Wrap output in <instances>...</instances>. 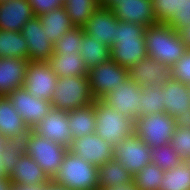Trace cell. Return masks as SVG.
<instances>
[{"label": "cell", "instance_id": "48", "mask_svg": "<svg viewBox=\"0 0 190 190\" xmlns=\"http://www.w3.org/2000/svg\"><path fill=\"white\" fill-rule=\"evenodd\" d=\"M46 190H69L65 187H61L53 183L52 181L47 185Z\"/></svg>", "mask_w": 190, "mask_h": 190}, {"label": "cell", "instance_id": "14", "mask_svg": "<svg viewBox=\"0 0 190 190\" xmlns=\"http://www.w3.org/2000/svg\"><path fill=\"white\" fill-rule=\"evenodd\" d=\"M39 136L70 148L73 134L69 128L67 112L53 109L33 129Z\"/></svg>", "mask_w": 190, "mask_h": 190}, {"label": "cell", "instance_id": "44", "mask_svg": "<svg viewBox=\"0 0 190 190\" xmlns=\"http://www.w3.org/2000/svg\"><path fill=\"white\" fill-rule=\"evenodd\" d=\"M176 125L190 127V111L175 118Z\"/></svg>", "mask_w": 190, "mask_h": 190}, {"label": "cell", "instance_id": "37", "mask_svg": "<svg viewBox=\"0 0 190 190\" xmlns=\"http://www.w3.org/2000/svg\"><path fill=\"white\" fill-rule=\"evenodd\" d=\"M170 144L182 160L190 161V127L177 125Z\"/></svg>", "mask_w": 190, "mask_h": 190}, {"label": "cell", "instance_id": "50", "mask_svg": "<svg viewBox=\"0 0 190 190\" xmlns=\"http://www.w3.org/2000/svg\"><path fill=\"white\" fill-rule=\"evenodd\" d=\"M6 176L2 170V164L0 163V178Z\"/></svg>", "mask_w": 190, "mask_h": 190}, {"label": "cell", "instance_id": "45", "mask_svg": "<svg viewBox=\"0 0 190 190\" xmlns=\"http://www.w3.org/2000/svg\"><path fill=\"white\" fill-rule=\"evenodd\" d=\"M103 190H138V188L136 187V185L133 182L131 184L118 185L115 187L105 188Z\"/></svg>", "mask_w": 190, "mask_h": 190}, {"label": "cell", "instance_id": "11", "mask_svg": "<svg viewBox=\"0 0 190 190\" xmlns=\"http://www.w3.org/2000/svg\"><path fill=\"white\" fill-rule=\"evenodd\" d=\"M58 77L47 61H29L24 87L33 96L51 102Z\"/></svg>", "mask_w": 190, "mask_h": 190}, {"label": "cell", "instance_id": "23", "mask_svg": "<svg viewBox=\"0 0 190 190\" xmlns=\"http://www.w3.org/2000/svg\"><path fill=\"white\" fill-rule=\"evenodd\" d=\"M7 177L11 183L22 185H48L52 181L38 163L25 153Z\"/></svg>", "mask_w": 190, "mask_h": 190}, {"label": "cell", "instance_id": "12", "mask_svg": "<svg viewBox=\"0 0 190 190\" xmlns=\"http://www.w3.org/2000/svg\"><path fill=\"white\" fill-rule=\"evenodd\" d=\"M114 148L94 132L74 138L69 150L85 162L99 167L114 158Z\"/></svg>", "mask_w": 190, "mask_h": 190}, {"label": "cell", "instance_id": "32", "mask_svg": "<svg viewBox=\"0 0 190 190\" xmlns=\"http://www.w3.org/2000/svg\"><path fill=\"white\" fill-rule=\"evenodd\" d=\"M100 6L99 0H64L63 7L75 27H83Z\"/></svg>", "mask_w": 190, "mask_h": 190}, {"label": "cell", "instance_id": "40", "mask_svg": "<svg viewBox=\"0 0 190 190\" xmlns=\"http://www.w3.org/2000/svg\"><path fill=\"white\" fill-rule=\"evenodd\" d=\"M176 31L180 27L190 25V0H181L180 8L173 17L166 23Z\"/></svg>", "mask_w": 190, "mask_h": 190}, {"label": "cell", "instance_id": "20", "mask_svg": "<svg viewBox=\"0 0 190 190\" xmlns=\"http://www.w3.org/2000/svg\"><path fill=\"white\" fill-rule=\"evenodd\" d=\"M164 112L172 118L190 111V85L171 77L162 86Z\"/></svg>", "mask_w": 190, "mask_h": 190}, {"label": "cell", "instance_id": "13", "mask_svg": "<svg viewBox=\"0 0 190 190\" xmlns=\"http://www.w3.org/2000/svg\"><path fill=\"white\" fill-rule=\"evenodd\" d=\"M129 79L140 87L164 86L172 77L171 68L150 56L128 69Z\"/></svg>", "mask_w": 190, "mask_h": 190}, {"label": "cell", "instance_id": "46", "mask_svg": "<svg viewBox=\"0 0 190 190\" xmlns=\"http://www.w3.org/2000/svg\"><path fill=\"white\" fill-rule=\"evenodd\" d=\"M121 1L122 0H99V4L101 7L113 9Z\"/></svg>", "mask_w": 190, "mask_h": 190}, {"label": "cell", "instance_id": "35", "mask_svg": "<svg viewBox=\"0 0 190 190\" xmlns=\"http://www.w3.org/2000/svg\"><path fill=\"white\" fill-rule=\"evenodd\" d=\"M24 154L23 141L18 139H6L3 149L0 152V163L3 173L8 176L15 164Z\"/></svg>", "mask_w": 190, "mask_h": 190}, {"label": "cell", "instance_id": "21", "mask_svg": "<svg viewBox=\"0 0 190 190\" xmlns=\"http://www.w3.org/2000/svg\"><path fill=\"white\" fill-rule=\"evenodd\" d=\"M28 62L16 57H0V96L24 86Z\"/></svg>", "mask_w": 190, "mask_h": 190}, {"label": "cell", "instance_id": "2", "mask_svg": "<svg viewBox=\"0 0 190 190\" xmlns=\"http://www.w3.org/2000/svg\"><path fill=\"white\" fill-rule=\"evenodd\" d=\"M144 34L148 56L170 68L187 51L178 32L168 24L156 23L146 27Z\"/></svg>", "mask_w": 190, "mask_h": 190}, {"label": "cell", "instance_id": "26", "mask_svg": "<svg viewBox=\"0 0 190 190\" xmlns=\"http://www.w3.org/2000/svg\"><path fill=\"white\" fill-rule=\"evenodd\" d=\"M134 176L115 158L98 167V188L103 190L133 183Z\"/></svg>", "mask_w": 190, "mask_h": 190}, {"label": "cell", "instance_id": "31", "mask_svg": "<svg viewBox=\"0 0 190 190\" xmlns=\"http://www.w3.org/2000/svg\"><path fill=\"white\" fill-rule=\"evenodd\" d=\"M164 112L162 86L142 87L137 117Z\"/></svg>", "mask_w": 190, "mask_h": 190}, {"label": "cell", "instance_id": "27", "mask_svg": "<svg viewBox=\"0 0 190 190\" xmlns=\"http://www.w3.org/2000/svg\"><path fill=\"white\" fill-rule=\"evenodd\" d=\"M39 19L45 33L50 35V41L53 44L74 27L63 6L39 16Z\"/></svg>", "mask_w": 190, "mask_h": 190}, {"label": "cell", "instance_id": "16", "mask_svg": "<svg viewBox=\"0 0 190 190\" xmlns=\"http://www.w3.org/2000/svg\"><path fill=\"white\" fill-rule=\"evenodd\" d=\"M21 34L27 41L29 61H47L53 54V43L50 35L45 33L39 17L34 16L21 29Z\"/></svg>", "mask_w": 190, "mask_h": 190}, {"label": "cell", "instance_id": "22", "mask_svg": "<svg viewBox=\"0 0 190 190\" xmlns=\"http://www.w3.org/2000/svg\"><path fill=\"white\" fill-rule=\"evenodd\" d=\"M30 130L8 96H0V133L6 139L23 140Z\"/></svg>", "mask_w": 190, "mask_h": 190}, {"label": "cell", "instance_id": "10", "mask_svg": "<svg viewBox=\"0 0 190 190\" xmlns=\"http://www.w3.org/2000/svg\"><path fill=\"white\" fill-rule=\"evenodd\" d=\"M7 96L16 108L17 113L31 130L53 108L51 102L31 95L24 86L13 90Z\"/></svg>", "mask_w": 190, "mask_h": 190}, {"label": "cell", "instance_id": "7", "mask_svg": "<svg viewBox=\"0 0 190 190\" xmlns=\"http://www.w3.org/2000/svg\"><path fill=\"white\" fill-rule=\"evenodd\" d=\"M176 126L166 112L144 115L135 119V134L152 149L170 143Z\"/></svg>", "mask_w": 190, "mask_h": 190}, {"label": "cell", "instance_id": "28", "mask_svg": "<svg viewBox=\"0 0 190 190\" xmlns=\"http://www.w3.org/2000/svg\"><path fill=\"white\" fill-rule=\"evenodd\" d=\"M79 54L89 70L111 59L110 47L87 34L82 39Z\"/></svg>", "mask_w": 190, "mask_h": 190}, {"label": "cell", "instance_id": "19", "mask_svg": "<svg viewBox=\"0 0 190 190\" xmlns=\"http://www.w3.org/2000/svg\"><path fill=\"white\" fill-rule=\"evenodd\" d=\"M34 16L27 0L0 1V30L19 32Z\"/></svg>", "mask_w": 190, "mask_h": 190}, {"label": "cell", "instance_id": "30", "mask_svg": "<svg viewBox=\"0 0 190 190\" xmlns=\"http://www.w3.org/2000/svg\"><path fill=\"white\" fill-rule=\"evenodd\" d=\"M159 190H190V161L182 160L174 169L164 170Z\"/></svg>", "mask_w": 190, "mask_h": 190}, {"label": "cell", "instance_id": "15", "mask_svg": "<svg viewBox=\"0 0 190 190\" xmlns=\"http://www.w3.org/2000/svg\"><path fill=\"white\" fill-rule=\"evenodd\" d=\"M141 91L142 87L128 79L124 84L115 86L111 92L104 95L100 100L108 107L136 119Z\"/></svg>", "mask_w": 190, "mask_h": 190}, {"label": "cell", "instance_id": "39", "mask_svg": "<svg viewBox=\"0 0 190 190\" xmlns=\"http://www.w3.org/2000/svg\"><path fill=\"white\" fill-rule=\"evenodd\" d=\"M171 74L173 78L190 85V50L171 67Z\"/></svg>", "mask_w": 190, "mask_h": 190}, {"label": "cell", "instance_id": "18", "mask_svg": "<svg viewBox=\"0 0 190 190\" xmlns=\"http://www.w3.org/2000/svg\"><path fill=\"white\" fill-rule=\"evenodd\" d=\"M112 10L118 20L127 23L145 27L158 23L151 0H122Z\"/></svg>", "mask_w": 190, "mask_h": 190}, {"label": "cell", "instance_id": "8", "mask_svg": "<svg viewBox=\"0 0 190 190\" xmlns=\"http://www.w3.org/2000/svg\"><path fill=\"white\" fill-rule=\"evenodd\" d=\"M114 158L133 176L152 163L151 148L136 134L128 136L114 148Z\"/></svg>", "mask_w": 190, "mask_h": 190}, {"label": "cell", "instance_id": "25", "mask_svg": "<svg viewBox=\"0 0 190 190\" xmlns=\"http://www.w3.org/2000/svg\"><path fill=\"white\" fill-rule=\"evenodd\" d=\"M67 119L73 139L94 133L96 126L94 103L68 111Z\"/></svg>", "mask_w": 190, "mask_h": 190}, {"label": "cell", "instance_id": "33", "mask_svg": "<svg viewBox=\"0 0 190 190\" xmlns=\"http://www.w3.org/2000/svg\"><path fill=\"white\" fill-rule=\"evenodd\" d=\"M163 175L164 170L151 163L134 175L133 182L138 190H159Z\"/></svg>", "mask_w": 190, "mask_h": 190}, {"label": "cell", "instance_id": "38", "mask_svg": "<svg viewBox=\"0 0 190 190\" xmlns=\"http://www.w3.org/2000/svg\"><path fill=\"white\" fill-rule=\"evenodd\" d=\"M158 23H167L180 8L181 0H151Z\"/></svg>", "mask_w": 190, "mask_h": 190}, {"label": "cell", "instance_id": "43", "mask_svg": "<svg viewBox=\"0 0 190 190\" xmlns=\"http://www.w3.org/2000/svg\"><path fill=\"white\" fill-rule=\"evenodd\" d=\"M47 185H22V184H14L11 183L10 190H46Z\"/></svg>", "mask_w": 190, "mask_h": 190}, {"label": "cell", "instance_id": "1", "mask_svg": "<svg viewBox=\"0 0 190 190\" xmlns=\"http://www.w3.org/2000/svg\"><path fill=\"white\" fill-rule=\"evenodd\" d=\"M145 28L141 24L120 21L116 27L114 46L110 48L111 60L129 69L148 56Z\"/></svg>", "mask_w": 190, "mask_h": 190}, {"label": "cell", "instance_id": "47", "mask_svg": "<svg viewBox=\"0 0 190 190\" xmlns=\"http://www.w3.org/2000/svg\"><path fill=\"white\" fill-rule=\"evenodd\" d=\"M11 182L7 176L0 178V190H10Z\"/></svg>", "mask_w": 190, "mask_h": 190}, {"label": "cell", "instance_id": "4", "mask_svg": "<svg viewBox=\"0 0 190 190\" xmlns=\"http://www.w3.org/2000/svg\"><path fill=\"white\" fill-rule=\"evenodd\" d=\"M96 113L95 133L113 147L135 134V118L105 105L100 99L94 102Z\"/></svg>", "mask_w": 190, "mask_h": 190}, {"label": "cell", "instance_id": "49", "mask_svg": "<svg viewBox=\"0 0 190 190\" xmlns=\"http://www.w3.org/2000/svg\"><path fill=\"white\" fill-rule=\"evenodd\" d=\"M5 141H6V138L0 133V152L4 147Z\"/></svg>", "mask_w": 190, "mask_h": 190}, {"label": "cell", "instance_id": "36", "mask_svg": "<svg viewBox=\"0 0 190 190\" xmlns=\"http://www.w3.org/2000/svg\"><path fill=\"white\" fill-rule=\"evenodd\" d=\"M152 163L163 170L174 169L181 163L180 155L170 143L151 149Z\"/></svg>", "mask_w": 190, "mask_h": 190}, {"label": "cell", "instance_id": "41", "mask_svg": "<svg viewBox=\"0 0 190 190\" xmlns=\"http://www.w3.org/2000/svg\"><path fill=\"white\" fill-rule=\"evenodd\" d=\"M35 16H42L49 11L63 6L64 0H27Z\"/></svg>", "mask_w": 190, "mask_h": 190}, {"label": "cell", "instance_id": "42", "mask_svg": "<svg viewBox=\"0 0 190 190\" xmlns=\"http://www.w3.org/2000/svg\"><path fill=\"white\" fill-rule=\"evenodd\" d=\"M178 35L185 44L187 50H190V25L180 27L178 30Z\"/></svg>", "mask_w": 190, "mask_h": 190}, {"label": "cell", "instance_id": "6", "mask_svg": "<svg viewBox=\"0 0 190 190\" xmlns=\"http://www.w3.org/2000/svg\"><path fill=\"white\" fill-rule=\"evenodd\" d=\"M23 151L29 155L52 180L61 166L68 148L39 136L33 130L22 140Z\"/></svg>", "mask_w": 190, "mask_h": 190}, {"label": "cell", "instance_id": "34", "mask_svg": "<svg viewBox=\"0 0 190 190\" xmlns=\"http://www.w3.org/2000/svg\"><path fill=\"white\" fill-rule=\"evenodd\" d=\"M85 34L83 27L74 26L53 44V53L62 55L79 53Z\"/></svg>", "mask_w": 190, "mask_h": 190}, {"label": "cell", "instance_id": "24", "mask_svg": "<svg viewBox=\"0 0 190 190\" xmlns=\"http://www.w3.org/2000/svg\"><path fill=\"white\" fill-rule=\"evenodd\" d=\"M58 78L69 76H88L89 69L79 53L55 54L47 60Z\"/></svg>", "mask_w": 190, "mask_h": 190}, {"label": "cell", "instance_id": "29", "mask_svg": "<svg viewBox=\"0 0 190 190\" xmlns=\"http://www.w3.org/2000/svg\"><path fill=\"white\" fill-rule=\"evenodd\" d=\"M28 44L21 31L0 30V57L27 59Z\"/></svg>", "mask_w": 190, "mask_h": 190}, {"label": "cell", "instance_id": "5", "mask_svg": "<svg viewBox=\"0 0 190 190\" xmlns=\"http://www.w3.org/2000/svg\"><path fill=\"white\" fill-rule=\"evenodd\" d=\"M95 101L88 76H69L58 78L51 104L53 109L68 112Z\"/></svg>", "mask_w": 190, "mask_h": 190}, {"label": "cell", "instance_id": "9", "mask_svg": "<svg viewBox=\"0 0 190 190\" xmlns=\"http://www.w3.org/2000/svg\"><path fill=\"white\" fill-rule=\"evenodd\" d=\"M88 78L93 96L101 99L115 86L124 84L129 79V72L128 69L110 59L89 70Z\"/></svg>", "mask_w": 190, "mask_h": 190}, {"label": "cell", "instance_id": "17", "mask_svg": "<svg viewBox=\"0 0 190 190\" xmlns=\"http://www.w3.org/2000/svg\"><path fill=\"white\" fill-rule=\"evenodd\" d=\"M119 22L112 9L99 6L83 29L87 35L111 48L114 46L116 27Z\"/></svg>", "mask_w": 190, "mask_h": 190}, {"label": "cell", "instance_id": "3", "mask_svg": "<svg viewBox=\"0 0 190 190\" xmlns=\"http://www.w3.org/2000/svg\"><path fill=\"white\" fill-rule=\"evenodd\" d=\"M52 182L69 190H99L98 167L68 149Z\"/></svg>", "mask_w": 190, "mask_h": 190}]
</instances>
